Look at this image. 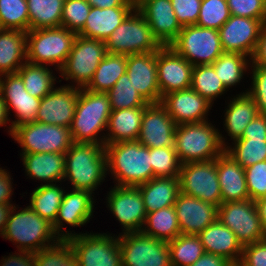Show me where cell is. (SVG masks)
Masks as SVG:
<instances>
[{
    "mask_svg": "<svg viewBox=\"0 0 266 266\" xmlns=\"http://www.w3.org/2000/svg\"><path fill=\"white\" fill-rule=\"evenodd\" d=\"M224 141L207 121L181 124L175 130V150L182 164L215 160L224 151Z\"/></svg>",
    "mask_w": 266,
    "mask_h": 266,
    "instance_id": "obj_4",
    "label": "cell"
},
{
    "mask_svg": "<svg viewBox=\"0 0 266 266\" xmlns=\"http://www.w3.org/2000/svg\"><path fill=\"white\" fill-rule=\"evenodd\" d=\"M12 136L20 143L23 154H65L73 144L70 128L36 121L16 126Z\"/></svg>",
    "mask_w": 266,
    "mask_h": 266,
    "instance_id": "obj_8",
    "label": "cell"
},
{
    "mask_svg": "<svg viewBox=\"0 0 266 266\" xmlns=\"http://www.w3.org/2000/svg\"><path fill=\"white\" fill-rule=\"evenodd\" d=\"M92 193L85 190L73 189L63 195L55 222L52 224L55 233H59L62 221L71 226L84 225L93 211ZM62 219V221H61Z\"/></svg>",
    "mask_w": 266,
    "mask_h": 266,
    "instance_id": "obj_28",
    "label": "cell"
},
{
    "mask_svg": "<svg viewBox=\"0 0 266 266\" xmlns=\"http://www.w3.org/2000/svg\"><path fill=\"white\" fill-rule=\"evenodd\" d=\"M65 0H27L29 30L61 27Z\"/></svg>",
    "mask_w": 266,
    "mask_h": 266,
    "instance_id": "obj_35",
    "label": "cell"
},
{
    "mask_svg": "<svg viewBox=\"0 0 266 266\" xmlns=\"http://www.w3.org/2000/svg\"><path fill=\"white\" fill-rule=\"evenodd\" d=\"M27 32L18 29H0V74H14L26 61ZM20 63V64H19Z\"/></svg>",
    "mask_w": 266,
    "mask_h": 266,
    "instance_id": "obj_31",
    "label": "cell"
},
{
    "mask_svg": "<svg viewBox=\"0 0 266 266\" xmlns=\"http://www.w3.org/2000/svg\"><path fill=\"white\" fill-rule=\"evenodd\" d=\"M79 96V88L62 86L40 100L36 122L70 128Z\"/></svg>",
    "mask_w": 266,
    "mask_h": 266,
    "instance_id": "obj_19",
    "label": "cell"
},
{
    "mask_svg": "<svg viewBox=\"0 0 266 266\" xmlns=\"http://www.w3.org/2000/svg\"><path fill=\"white\" fill-rule=\"evenodd\" d=\"M0 93L6 104L8 114L10 107H12L19 118L12 122L11 135L16 126L36 121L41 99L33 97L25 90L24 83L17 73L6 74L5 81L0 78Z\"/></svg>",
    "mask_w": 266,
    "mask_h": 266,
    "instance_id": "obj_20",
    "label": "cell"
},
{
    "mask_svg": "<svg viewBox=\"0 0 266 266\" xmlns=\"http://www.w3.org/2000/svg\"><path fill=\"white\" fill-rule=\"evenodd\" d=\"M198 237L205 252L220 255L233 265L240 262L241 258L238 256L242 255L243 246L234 232L218 219L200 232Z\"/></svg>",
    "mask_w": 266,
    "mask_h": 266,
    "instance_id": "obj_26",
    "label": "cell"
},
{
    "mask_svg": "<svg viewBox=\"0 0 266 266\" xmlns=\"http://www.w3.org/2000/svg\"><path fill=\"white\" fill-rule=\"evenodd\" d=\"M137 187L146 212L152 213L174 205L180 193V180L179 177H154Z\"/></svg>",
    "mask_w": 266,
    "mask_h": 266,
    "instance_id": "obj_29",
    "label": "cell"
},
{
    "mask_svg": "<svg viewBox=\"0 0 266 266\" xmlns=\"http://www.w3.org/2000/svg\"><path fill=\"white\" fill-rule=\"evenodd\" d=\"M15 208V206H12L10 210V215L2 235L3 238L19 243L18 248H20V251L32 253L52 246L49 240H53V237H56L52 223L40 217L30 206L16 214H11ZM45 242L49 244L47 243L46 245Z\"/></svg>",
    "mask_w": 266,
    "mask_h": 266,
    "instance_id": "obj_7",
    "label": "cell"
},
{
    "mask_svg": "<svg viewBox=\"0 0 266 266\" xmlns=\"http://www.w3.org/2000/svg\"><path fill=\"white\" fill-rule=\"evenodd\" d=\"M126 73L135 89L148 103L161 102L156 52L127 55Z\"/></svg>",
    "mask_w": 266,
    "mask_h": 266,
    "instance_id": "obj_23",
    "label": "cell"
},
{
    "mask_svg": "<svg viewBox=\"0 0 266 266\" xmlns=\"http://www.w3.org/2000/svg\"><path fill=\"white\" fill-rule=\"evenodd\" d=\"M63 189L56 184H44L31 194V209L40 217L54 223L63 200Z\"/></svg>",
    "mask_w": 266,
    "mask_h": 266,
    "instance_id": "obj_37",
    "label": "cell"
},
{
    "mask_svg": "<svg viewBox=\"0 0 266 266\" xmlns=\"http://www.w3.org/2000/svg\"><path fill=\"white\" fill-rule=\"evenodd\" d=\"M253 68V87L247 92L256 102L259 113L266 115V68L260 65Z\"/></svg>",
    "mask_w": 266,
    "mask_h": 266,
    "instance_id": "obj_52",
    "label": "cell"
},
{
    "mask_svg": "<svg viewBox=\"0 0 266 266\" xmlns=\"http://www.w3.org/2000/svg\"><path fill=\"white\" fill-rule=\"evenodd\" d=\"M174 207L181 234L198 235L217 220L218 207L216 205L181 192L177 196Z\"/></svg>",
    "mask_w": 266,
    "mask_h": 266,
    "instance_id": "obj_22",
    "label": "cell"
},
{
    "mask_svg": "<svg viewBox=\"0 0 266 266\" xmlns=\"http://www.w3.org/2000/svg\"><path fill=\"white\" fill-rule=\"evenodd\" d=\"M157 77L161 99L164 95L191 87L193 65L172 47L156 51Z\"/></svg>",
    "mask_w": 266,
    "mask_h": 266,
    "instance_id": "obj_17",
    "label": "cell"
},
{
    "mask_svg": "<svg viewBox=\"0 0 266 266\" xmlns=\"http://www.w3.org/2000/svg\"><path fill=\"white\" fill-rule=\"evenodd\" d=\"M105 145L73 142L65 153V175L75 190L93 192L107 168Z\"/></svg>",
    "mask_w": 266,
    "mask_h": 266,
    "instance_id": "obj_2",
    "label": "cell"
},
{
    "mask_svg": "<svg viewBox=\"0 0 266 266\" xmlns=\"http://www.w3.org/2000/svg\"><path fill=\"white\" fill-rule=\"evenodd\" d=\"M217 173L222 203L249 199L244 168L225 151L217 157Z\"/></svg>",
    "mask_w": 266,
    "mask_h": 266,
    "instance_id": "obj_25",
    "label": "cell"
},
{
    "mask_svg": "<svg viewBox=\"0 0 266 266\" xmlns=\"http://www.w3.org/2000/svg\"><path fill=\"white\" fill-rule=\"evenodd\" d=\"M1 29L29 31L27 0H0Z\"/></svg>",
    "mask_w": 266,
    "mask_h": 266,
    "instance_id": "obj_45",
    "label": "cell"
},
{
    "mask_svg": "<svg viewBox=\"0 0 266 266\" xmlns=\"http://www.w3.org/2000/svg\"><path fill=\"white\" fill-rule=\"evenodd\" d=\"M238 139H266V115L259 114L253 119Z\"/></svg>",
    "mask_w": 266,
    "mask_h": 266,
    "instance_id": "obj_54",
    "label": "cell"
},
{
    "mask_svg": "<svg viewBox=\"0 0 266 266\" xmlns=\"http://www.w3.org/2000/svg\"><path fill=\"white\" fill-rule=\"evenodd\" d=\"M233 266H242L239 262L237 264H234Z\"/></svg>",
    "mask_w": 266,
    "mask_h": 266,
    "instance_id": "obj_64",
    "label": "cell"
},
{
    "mask_svg": "<svg viewBox=\"0 0 266 266\" xmlns=\"http://www.w3.org/2000/svg\"><path fill=\"white\" fill-rule=\"evenodd\" d=\"M261 220L262 229L266 235V196L254 201Z\"/></svg>",
    "mask_w": 266,
    "mask_h": 266,
    "instance_id": "obj_60",
    "label": "cell"
},
{
    "mask_svg": "<svg viewBox=\"0 0 266 266\" xmlns=\"http://www.w3.org/2000/svg\"><path fill=\"white\" fill-rule=\"evenodd\" d=\"M111 112L107 93L79 88L75 114L70 126L73 142L103 145L96 136L107 127Z\"/></svg>",
    "mask_w": 266,
    "mask_h": 266,
    "instance_id": "obj_3",
    "label": "cell"
},
{
    "mask_svg": "<svg viewBox=\"0 0 266 266\" xmlns=\"http://www.w3.org/2000/svg\"><path fill=\"white\" fill-rule=\"evenodd\" d=\"M134 11L135 14L130 13L105 41L107 53L133 55L156 52L163 47L141 12Z\"/></svg>",
    "mask_w": 266,
    "mask_h": 266,
    "instance_id": "obj_5",
    "label": "cell"
},
{
    "mask_svg": "<svg viewBox=\"0 0 266 266\" xmlns=\"http://www.w3.org/2000/svg\"><path fill=\"white\" fill-rule=\"evenodd\" d=\"M24 255H11L7 259H3L4 262L1 266H36L34 260V253L21 251Z\"/></svg>",
    "mask_w": 266,
    "mask_h": 266,
    "instance_id": "obj_57",
    "label": "cell"
},
{
    "mask_svg": "<svg viewBox=\"0 0 266 266\" xmlns=\"http://www.w3.org/2000/svg\"><path fill=\"white\" fill-rule=\"evenodd\" d=\"M246 57L239 53L224 52L212 63L216 74L226 88L240 82L247 67Z\"/></svg>",
    "mask_w": 266,
    "mask_h": 266,
    "instance_id": "obj_43",
    "label": "cell"
},
{
    "mask_svg": "<svg viewBox=\"0 0 266 266\" xmlns=\"http://www.w3.org/2000/svg\"><path fill=\"white\" fill-rule=\"evenodd\" d=\"M255 65L266 68V22L262 26V30L258 39V44L252 58Z\"/></svg>",
    "mask_w": 266,
    "mask_h": 266,
    "instance_id": "obj_55",
    "label": "cell"
},
{
    "mask_svg": "<svg viewBox=\"0 0 266 266\" xmlns=\"http://www.w3.org/2000/svg\"><path fill=\"white\" fill-rule=\"evenodd\" d=\"M230 17L227 0H202L196 25L219 30Z\"/></svg>",
    "mask_w": 266,
    "mask_h": 266,
    "instance_id": "obj_47",
    "label": "cell"
},
{
    "mask_svg": "<svg viewBox=\"0 0 266 266\" xmlns=\"http://www.w3.org/2000/svg\"><path fill=\"white\" fill-rule=\"evenodd\" d=\"M11 178L9 173L0 168V204H10L9 199L11 196Z\"/></svg>",
    "mask_w": 266,
    "mask_h": 266,
    "instance_id": "obj_58",
    "label": "cell"
},
{
    "mask_svg": "<svg viewBox=\"0 0 266 266\" xmlns=\"http://www.w3.org/2000/svg\"><path fill=\"white\" fill-rule=\"evenodd\" d=\"M91 7L113 8V7H133L124 0H86Z\"/></svg>",
    "mask_w": 266,
    "mask_h": 266,
    "instance_id": "obj_59",
    "label": "cell"
},
{
    "mask_svg": "<svg viewBox=\"0 0 266 266\" xmlns=\"http://www.w3.org/2000/svg\"><path fill=\"white\" fill-rule=\"evenodd\" d=\"M179 180L182 194L196 197L217 207L222 203L217 158L182 164Z\"/></svg>",
    "mask_w": 266,
    "mask_h": 266,
    "instance_id": "obj_13",
    "label": "cell"
},
{
    "mask_svg": "<svg viewBox=\"0 0 266 266\" xmlns=\"http://www.w3.org/2000/svg\"><path fill=\"white\" fill-rule=\"evenodd\" d=\"M137 9L163 46H169L183 28L174 13L171 0H146Z\"/></svg>",
    "mask_w": 266,
    "mask_h": 266,
    "instance_id": "obj_24",
    "label": "cell"
},
{
    "mask_svg": "<svg viewBox=\"0 0 266 266\" xmlns=\"http://www.w3.org/2000/svg\"><path fill=\"white\" fill-rule=\"evenodd\" d=\"M16 73L21 77L25 90L33 97L42 99L53 90L52 85L56 79L52 76V72L43 65L25 61Z\"/></svg>",
    "mask_w": 266,
    "mask_h": 266,
    "instance_id": "obj_38",
    "label": "cell"
},
{
    "mask_svg": "<svg viewBox=\"0 0 266 266\" xmlns=\"http://www.w3.org/2000/svg\"><path fill=\"white\" fill-rule=\"evenodd\" d=\"M77 35L64 27L29 30L26 35V61L36 65L57 63L60 70Z\"/></svg>",
    "mask_w": 266,
    "mask_h": 266,
    "instance_id": "obj_6",
    "label": "cell"
},
{
    "mask_svg": "<svg viewBox=\"0 0 266 266\" xmlns=\"http://www.w3.org/2000/svg\"><path fill=\"white\" fill-rule=\"evenodd\" d=\"M154 177H179L182 163L174 148H150Z\"/></svg>",
    "mask_w": 266,
    "mask_h": 266,
    "instance_id": "obj_46",
    "label": "cell"
},
{
    "mask_svg": "<svg viewBox=\"0 0 266 266\" xmlns=\"http://www.w3.org/2000/svg\"><path fill=\"white\" fill-rule=\"evenodd\" d=\"M233 16L266 20V0H227Z\"/></svg>",
    "mask_w": 266,
    "mask_h": 266,
    "instance_id": "obj_50",
    "label": "cell"
},
{
    "mask_svg": "<svg viewBox=\"0 0 266 266\" xmlns=\"http://www.w3.org/2000/svg\"><path fill=\"white\" fill-rule=\"evenodd\" d=\"M27 174L33 178L51 182L64 179L65 154L31 153L22 154Z\"/></svg>",
    "mask_w": 266,
    "mask_h": 266,
    "instance_id": "obj_32",
    "label": "cell"
},
{
    "mask_svg": "<svg viewBox=\"0 0 266 266\" xmlns=\"http://www.w3.org/2000/svg\"><path fill=\"white\" fill-rule=\"evenodd\" d=\"M12 208L11 204H0V232L3 235Z\"/></svg>",
    "mask_w": 266,
    "mask_h": 266,
    "instance_id": "obj_61",
    "label": "cell"
},
{
    "mask_svg": "<svg viewBox=\"0 0 266 266\" xmlns=\"http://www.w3.org/2000/svg\"><path fill=\"white\" fill-rule=\"evenodd\" d=\"M191 88L209 103L227 89L212 64L193 66Z\"/></svg>",
    "mask_w": 266,
    "mask_h": 266,
    "instance_id": "obj_41",
    "label": "cell"
},
{
    "mask_svg": "<svg viewBox=\"0 0 266 266\" xmlns=\"http://www.w3.org/2000/svg\"><path fill=\"white\" fill-rule=\"evenodd\" d=\"M126 3L133 6L135 9L140 7L146 0H124Z\"/></svg>",
    "mask_w": 266,
    "mask_h": 266,
    "instance_id": "obj_63",
    "label": "cell"
},
{
    "mask_svg": "<svg viewBox=\"0 0 266 266\" xmlns=\"http://www.w3.org/2000/svg\"><path fill=\"white\" fill-rule=\"evenodd\" d=\"M107 168L116 176L118 186H138L153 178L150 148L138 141L105 145Z\"/></svg>",
    "mask_w": 266,
    "mask_h": 266,
    "instance_id": "obj_1",
    "label": "cell"
},
{
    "mask_svg": "<svg viewBox=\"0 0 266 266\" xmlns=\"http://www.w3.org/2000/svg\"><path fill=\"white\" fill-rule=\"evenodd\" d=\"M177 124L159 103H149L144 109L137 141L147 148H175Z\"/></svg>",
    "mask_w": 266,
    "mask_h": 266,
    "instance_id": "obj_16",
    "label": "cell"
},
{
    "mask_svg": "<svg viewBox=\"0 0 266 266\" xmlns=\"http://www.w3.org/2000/svg\"><path fill=\"white\" fill-rule=\"evenodd\" d=\"M106 54L105 41L77 35L60 71L66 80H75L78 88H86Z\"/></svg>",
    "mask_w": 266,
    "mask_h": 266,
    "instance_id": "obj_11",
    "label": "cell"
},
{
    "mask_svg": "<svg viewBox=\"0 0 266 266\" xmlns=\"http://www.w3.org/2000/svg\"><path fill=\"white\" fill-rule=\"evenodd\" d=\"M67 239L77 257L79 266H122L118 238L105 234H69L61 236Z\"/></svg>",
    "mask_w": 266,
    "mask_h": 266,
    "instance_id": "obj_12",
    "label": "cell"
},
{
    "mask_svg": "<svg viewBox=\"0 0 266 266\" xmlns=\"http://www.w3.org/2000/svg\"><path fill=\"white\" fill-rule=\"evenodd\" d=\"M146 107L112 110L107 128L112 133L109 137L102 138L103 145L121 141H137L142 116Z\"/></svg>",
    "mask_w": 266,
    "mask_h": 266,
    "instance_id": "obj_30",
    "label": "cell"
},
{
    "mask_svg": "<svg viewBox=\"0 0 266 266\" xmlns=\"http://www.w3.org/2000/svg\"><path fill=\"white\" fill-rule=\"evenodd\" d=\"M7 116H8L7 107L2 98V94L0 93V126L4 125L6 121H9Z\"/></svg>",
    "mask_w": 266,
    "mask_h": 266,
    "instance_id": "obj_62",
    "label": "cell"
},
{
    "mask_svg": "<svg viewBox=\"0 0 266 266\" xmlns=\"http://www.w3.org/2000/svg\"><path fill=\"white\" fill-rule=\"evenodd\" d=\"M250 200L266 196V161L244 168Z\"/></svg>",
    "mask_w": 266,
    "mask_h": 266,
    "instance_id": "obj_49",
    "label": "cell"
},
{
    "mask_svg": "<svg viewBox=\"0 0 266 266\" xmlns=\"http://www.w3.org/2000/svg\"><path fill=\"white\" fill-rule=\"evenodd\" d=\"M134 7H91L79 36L106 41L112 32L126 19Z\"/></svg>",
    "mask_w": 266,
    "mask_h": 266,
    "instance_id": "obj_27",
    "label": "cell"
},
{
    "mask_svg": "<svg viewBox=\"0 0 266 266\" xmlns=\"http://www.w3.org/2000/svg\"><path fill=\"white\" fill-rule=\"evenodd\" d=\"M190 266H233V264L220 255L205 252Z\"/></svg>",
    "mask_w": 266,
    "mask_h": 266,
    "instance_id": "obj_56",
    "label": "cell"
},
{
    "mask_svg": "<svg viewBox=\"0 0 266 266\" xmlns=\"http://www.w3.org/2000/svg\"><path fill=\"white\" fill-rule=\"evenodd\" d=\"M242 266H266V239L243 246Z\"/></svg>",
    "mask_w": 266,
    "mask_h": 266,
    "instance_id": "obj_53",
    "label": "cell"
},
{
    "mask_svg": "<svg viewBox=\"0 0 266 266\" xmlns=\"http://www.w3.org/2000/svg\"><path fill=\"white\" fill-rule=\"evenodd\" d=\"M265 22L266 20L231 15L218 30L223 51L250 55L252 58Z\"/></svg>",
    "mask_w": 266,
    "mask_h": 266,
    "instance_id": "obj_15",
    "label": "cell"
},
{
    "mask_svg": "<svg viewBox=\"0 0 266 266\" xmlns=\"http://www.w3.org/2000/svg\"><path fill=\"white\" fill-rule=\"evenodd\" d=\"M168 246L172 266H190L205 253L198 235L180 234Z\"/></svg>",
    "mask_w": 266,
    "mask_h": 266,
    "instance_id": "obj_39",
    "label": "cell"
},
{
    "mask_svg": "<svg viewBox=\"0 0 266 266\" xmlns=\"http://www.w3.org/2000/svg\"><path fill=\"white\" fill-rule=\"evenodd\" d=\"M202 0H171L174 13L182 27L196 25Z\"/></svg>",
    "mask_w": 266,
    "mask_h": 266,
    "instance_id": "obj_51",
    "label": "cell"
},
{
    "mask_svg": "<svg viewBox=\"0 0 266 266\" xmlns=\"http://www.w3.org/2000/svg\"><path fill=\"white\" fill-rule=\"evenodd\" d=\"M58 234L56 244L34 253L36 266H79L74 250L67 239Z\"/></svg>",
    "mask_w": 266,
    "mask_h": 266,
    "instance_id": "obj_40",
    "label": "cell"
},
{
    "mask_svg": "<svg viewBox=\"0 0 266 266\" xmlns=\"http://www.w3.org/2000/svg\"><path fill=\"white\" fill-rule=\"evenodd\" d=\"M112 110L146 107L149 103L135 89L127 73L107 92Z\"/></svg>",
    "mask_w": 266,
    "mask_h": 266,
    "instance_id": "obj_42",
    "label": "cell"
},
{
    "mask_svg": "<svg viewBox=\"0 0 266 266\" xmlns=\"http://www.w3.org/2000/svg\"><path fill=\"white\" fill-rule=\"evenodd\" d=\"M226 110L225 126L233 140L241 138L245 128L260 113L254 99L246 92L234 98Z\"/></svg>",
    "mask_w": 266,
    "mask_h": 266,
    "instance_id": "obj_33",
    "label": "cell"
},
{
    "mask_svg": "<svg viewBox=\"0 0 266 266\" xmlns=\"http://www.w3.org/2000/svg\"><path fill=\"white\" fill-rule=\"evenodd\" d=\"M160 103L177 125L206 121L211 105L191 87L164 95Z\"/></svg>",
    "mask_w": 266,
    "mask_h": 266,
    "instance_id": "obj_21",
    "label": "cell"
},
{
    "mask_svg": "<svg viewBox=\"0 0 266 266\" xmlns=\"http://www.w3.org/2000/svg\"><path fill=\"white\" fill-rule=\"evenodd\" d=\"M235 148H225L243 168L266 161V139H236Z\"/></svg>",
    "mask_w": 266,
    "mask_h": 266,
    "instance_id": "obj_44",
    "label": "cell"
},
{
    "mask_svg": "<svg viewBox=\"0 0 266 266\" xmlns=\"http://www.w3.org/2000/svg\"><path fill=\"white\" fill-rule=\"evenodd\" d=\"M127 71V55L107 53L98 65L86 89L107 93Z\"/></svg>",
    "mask_w": 266,
    "mask_h": 266,
    "instance_id": "obj_34",
    "label": "cell"
},
{
    "mask_svg": "<svg viewBox=\"0 0 266 266\" xmlns=\"http://www.w3.org/2000/svg\"><path fill=\"white\" fill-rule=\"evenodd\" d=\"M217 219L234 232L242 246L266 239L253 200L221 203Z\"/></svg>",
    "mask_w": 266,
    "mask_h": 266,
    "instance_id": "obj_14",
    "label": "cell"
},
{
    "mask_svg": "<svg viewBox=\"0 0 266 266\" xmlns=\"http://www.w3.org/2000/svg\"><path fill=\"white\" fill-rule=\"evenodd\" d=\"M90 9L91 6L86 0H65L61 27L78 33L85 25Z\"/></svg>",
    "mask_w": 266,
    "mask_h": 266,
    "instance_id": "obj_48",
    "label": "cell"
},
{
    "mask_svg": "<svg viewBox=\"0 0 266 266\" xmlns=\"http://www.w3.org/2000/svg\"><path fill=\"white\" fill-rule=\"evenodd\" d=\"M169 46L193 66L212 64L224 53L219 31L197 25L184 26Z\"/></svg>",
    "mask_w": 266,
    "mask_h": 266,
    "instance_id": "obj_9",
    "label": "cell"
},
{
    "mask_svg": "<svg viewBox=\"0 0 266 266\" xmlns=\"http://www.w3.org/2000/svg\"><path fill=\"white\" fill-rule=\"evenodd\" d=\"M147 227L142 232L150 237L169 242L181 234L174 205L147 213Z\"/></svg>",
    "mask_w": 266,
    "mask_h": 266,
    "instance_id": "obj_36",
    "label": "cell"
},
{
    "mask_svg": "<svg viewBox=\"0 0 266 266\" xmlns=\"http://www.w3.org/2000/svg\"><path fill=\"white\" fill-rule=\"evenodd\" d=\"M108 196V206L125 228V233L142 231L147 212L138 187L116 186Z\"/></svg>",
    "mask_w": 266,
    "mask_h": 266,
    "instance_id": "obj_18",
    "label": "cell"
},
{
    "mask_svg": "<svg viewBox=\"0 0 266 266\" xmlns=\"http://www.w3.org/2000/svg\"><path fill=\"white\" fill-rule=\"evenodd\" d=\"M118 237L122 266H172L168 242L144 234L128 232Z\"/></svg>",
    "mask_w": 266,
    "mask_h": 266,
    "instance_id": "obj_10",
    "label": "cell"
}]
</instances>
